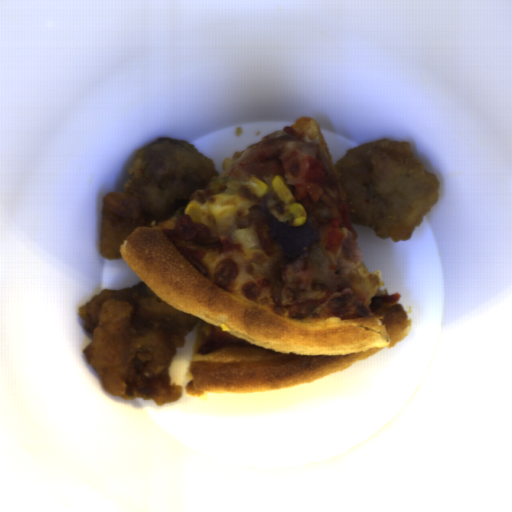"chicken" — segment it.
Segmentation results:
<instances>
[{"mask_svg":"<svg viewBox=\"0 0 512 512\" xmlns=\"http://www.w3.org/2000/svg\"><path fill=\"white\" fill-rule=\"evenodd\" d=\"M91 333L83 354L113 397L154 401L158 407L181 398L170 365L176 349L198 319L174 308L142 280L122 290L103 289L78 307Z\"/></svg>","mask_w":512,"mask_h":512,"instance_id":"ae283196","label":"chicken"},{"mask_svg":"<svg viewBox=\"0 0 512 512\" xmlns=\"http://www.w3.org/2000/svg\"><path fill=\"white\" fill-rule=\"evenodd\" d=\"M346 194L352 224L380 239H411L438 203L439 180L407 142L377 139L350 148L333 164Z\"/></svg>","mask_w":512,"mask_h":512,"instance_id":"52989762","label":"chicken"},{"mask_svg":"<svg viewBox=\"0 0 512 512\" xmlns=\"http://www.w3.org/2000/svg\"><path fill=\"white\" fill-rule=\"evenodd\" d=\"M121 191L105 195L100 216V254L122 259L121 244L137 228L167 220L191 195L219 176L214 160L186 140L160 137L138 150Z\"/></svg>","mask_w":512,"mask_h":512,"instance_id":"694c0efe","label":"chicken"}]
</instances>
